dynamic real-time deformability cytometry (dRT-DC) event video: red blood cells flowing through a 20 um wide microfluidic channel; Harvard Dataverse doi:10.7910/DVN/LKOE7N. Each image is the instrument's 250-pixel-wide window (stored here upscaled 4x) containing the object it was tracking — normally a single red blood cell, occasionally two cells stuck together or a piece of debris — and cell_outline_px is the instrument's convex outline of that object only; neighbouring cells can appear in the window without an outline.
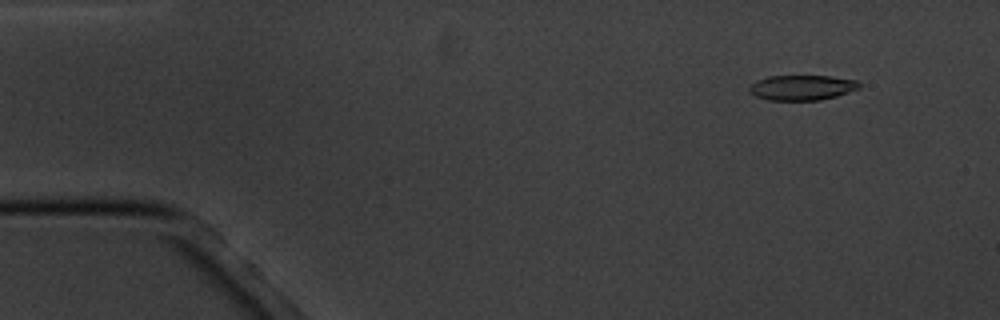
{"species": "common noctule bat (a hibernating species)", "species_latin": "Nyctalus noctula", "temperature_condition": "cold", "stored_images_in_passage": 5, "camera_frame_rate_fps": 3000, "um_per_image_px": 0.085, "animal": {"sex": "male", "body_mass_g": 20.1, "forearm_length_mm": 53.5}, "frame": {"image": 1, "passage_image": 2, "time_ms": 1.0, "image_size_px": [1000, 320], "cell_outline_px": [[860, 88], [836, 96], [820, 100], [768, 100], [756, 96], [748, 92], [748, 88], [756, 80], [768, 76], [832, 76], [856, 80], [860, 84]], "centroid_in_image_um": [68.15, 7.44], "position_along_channel_um": 16.9, "area_um2": 16.13}}
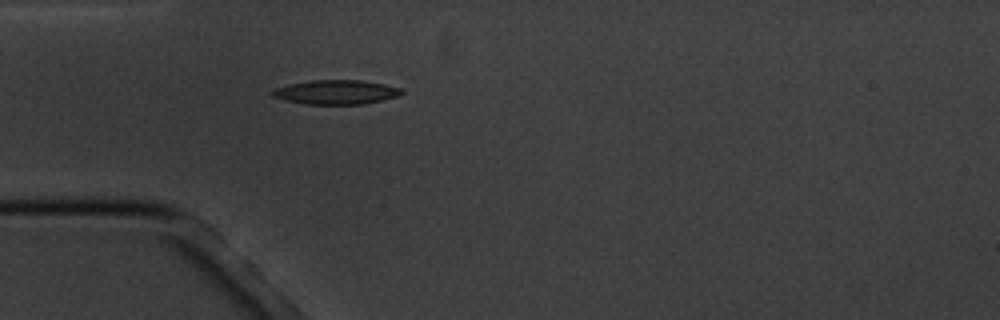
{"frame": {"image": 2, "passage_image": 5, "time_ms": 4.667, "image_size_px": [1000, 320], "cell_outline_px": [[404, 92], [396, 96], [364, 104], [304, 104], [272, 96], [268, 92], [272, 88], [288, 84], [312, 80], [360, 80], [384, 84], [400, 88]], "centroid_in_image_um": [28.49, 7.82], "position_along_channel_um": 56.5, "area_um2": 18.21}}